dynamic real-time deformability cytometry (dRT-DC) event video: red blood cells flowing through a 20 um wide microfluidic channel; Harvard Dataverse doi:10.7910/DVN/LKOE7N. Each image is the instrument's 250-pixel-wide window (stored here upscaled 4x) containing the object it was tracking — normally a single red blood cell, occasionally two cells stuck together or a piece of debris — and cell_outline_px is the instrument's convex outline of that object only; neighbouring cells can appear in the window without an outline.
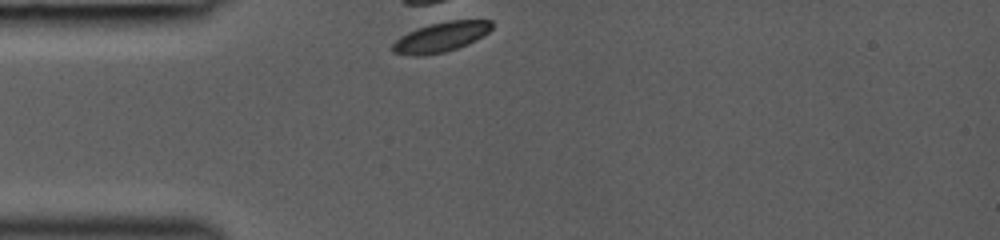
{"species": "common noctule bat (a hibernating species)", "species_latin": "Nyctalus noctula", "temperature_condition": "room temperature", "stored_images_in_passage": 1, "camera_frame_rate_fps": 3000, "um_per_image_px": 0.085, "animal": {"sex": "female", "body_mass_g": 19.0, "forearm_length_mm": 53.3}, "frame": {"image": 1, "passage_image": 1, "time_ms": 0.0, "image_size_px": [1000, 240], "cell_outline_px": [[492, 28], [488, 32], [476, 40], [456, 48], [444, 52], [420, 56], [412, 56], [392, 52], [392, 44], [400, 36], [416, 28], [448, 20], [492, 20]], "centroid_in_image_um": [37.45, 3.15], "position_along_channel_um": 47.5, "area_um2": 17.17}}